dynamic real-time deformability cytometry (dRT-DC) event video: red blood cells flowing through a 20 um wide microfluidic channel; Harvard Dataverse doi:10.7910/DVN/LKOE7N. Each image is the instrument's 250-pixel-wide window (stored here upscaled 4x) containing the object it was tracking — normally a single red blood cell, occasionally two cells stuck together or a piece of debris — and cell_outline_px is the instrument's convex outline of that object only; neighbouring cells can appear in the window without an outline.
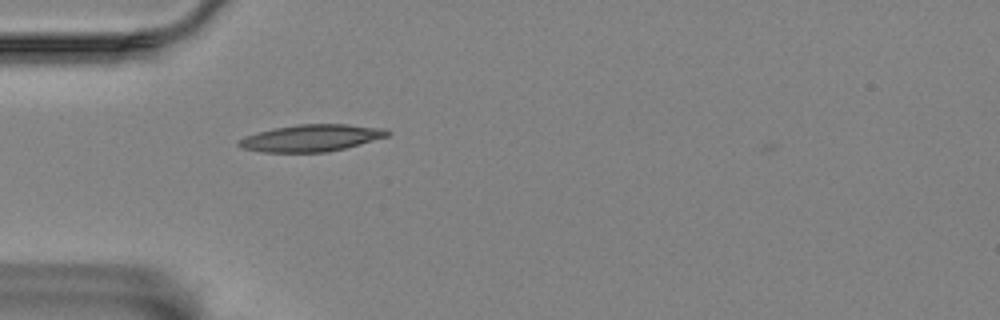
{"species": "Egyptian fruit bat (a non-hibernating species)", "species_latin": "Rousettus aegyptiacus", "temperature_condition": "room temperature", "stored_images_in_passage": 41, "camera_frame_rate_fps": 3000, "um_per_image_px": 0.085, "animal": {"sex": "female"}, "frame": {"image": 1, "passage_image": 1, "time_ms": 0.0, "image_size_px": [1000, 320], "cell_outline_px": [[392, 132], [388, 136], [344, 148], [324, 152], [264, 152], [244, 148], [236, 144], [236, 140], [244, 136], [272, 128], [296, 124], [348, 124], [388, 128]], "centroid_in_image_um": [26.46, 11.71], "position_along_channel_um": 58.5, "area_um2": 23.41}}
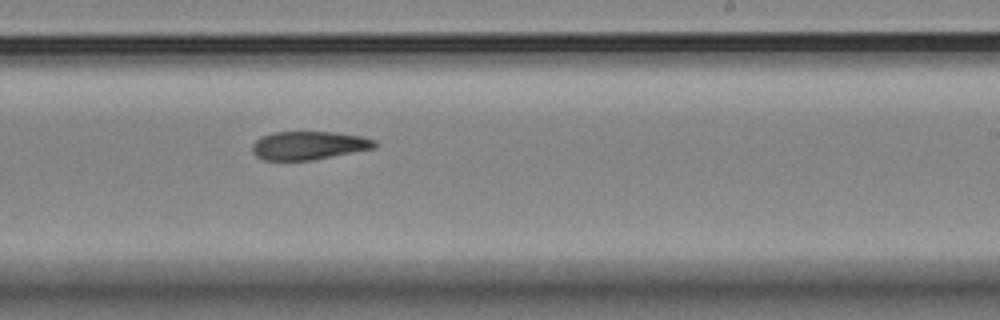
{"frame": {"image": 2, "passage_image": 19, "time_ms": 6.0, "image_size_px": [1000, 320], "cell_outline_px": [[376, 148], [312, 160], [264, 160], [256, 156], [252, 152], [252, 144], [260, 136], [272, 132], [332, 132], [360, 136], [376, 140]], "centroid_in_image_um": [26.22, 12.36], "position_along_channel_um": 262.8, "area_um2": 20.29}}
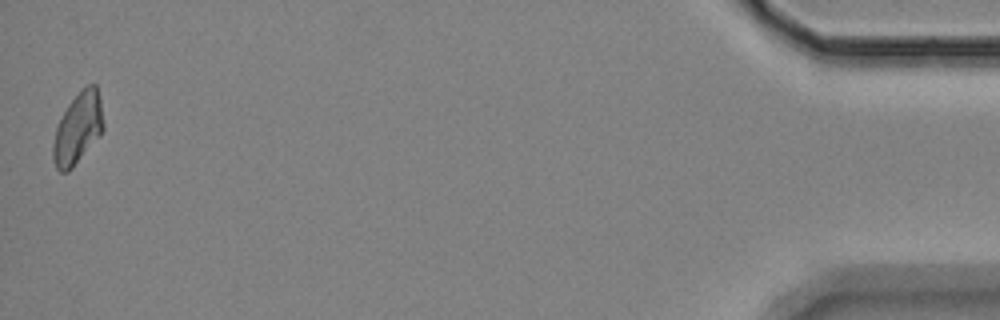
{"frame": {"image": 3, "passage_image": 41, "time_ms": 13.333, "image_size_px": [1000, 320], "cell_outline_px": [[104, 128], [100, 136], [72, 168], [68, 172], [60, 172], [56, 168], [52, 156], [52, 144], [56, 128], [68, 104], [88, 84], [96, 84], [100, 96], [104, 120]], "centroid_in_image_um": [6.63, 10.93], "position_along_channel_um": 428.6, "area_um2": 20.87}, "authors_computed_cell_mechanics": {"area_um2": 20.7502, "velocity_mm_per_s": 3.4601, "shape_relaxation_time_tau1_ms": null, "shape_relaxation_time_tau2_ms": 4.4765, "deformation_change_tau1": null, "deformation_change_tau2": 0.1285}}